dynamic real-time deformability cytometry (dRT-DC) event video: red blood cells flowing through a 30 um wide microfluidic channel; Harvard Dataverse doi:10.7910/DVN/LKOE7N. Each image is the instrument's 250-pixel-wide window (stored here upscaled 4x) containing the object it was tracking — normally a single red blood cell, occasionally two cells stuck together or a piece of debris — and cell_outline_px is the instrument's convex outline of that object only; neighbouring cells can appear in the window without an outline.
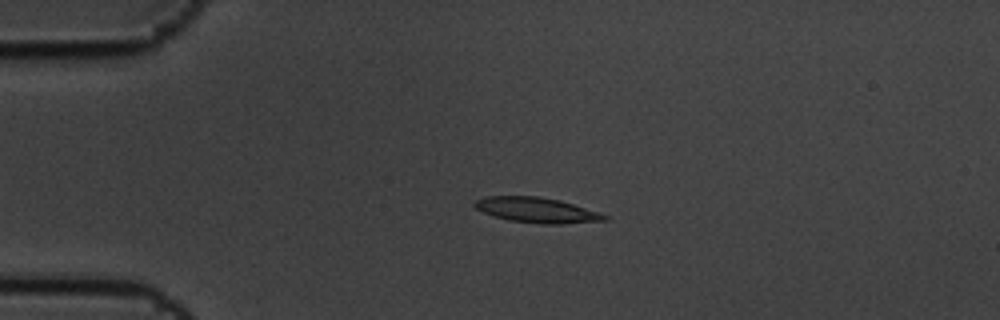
{"species": "common noctule bat (a hibernating species)", "species_latin": "Nyctalus noctula", "temperature_condition": "cold", "stored_images_in_passage": 4, "camera_frame_rate_fps": 3000, "um_per_image_px": 0.085, "animal": {"sex": "male", "body_mass_g": 19.5, "forearm_length_mm": 54.6}, "frame": {"image": 1, "passage_image": 2, "time_ms": 0.333, "image_size_px": [1000, 320], "cell_outline_px": [[608, 220], [564, 224], [540, 224], [508, 220], [484, 212], [476, 208], [472, 204], [476, 200], [484, 196], [540, 196], [560, 200], [600, 212], [608, 216]], "centroid_in_image_um": [45.65, 17.85], "position_along_channel_um": 39.3, "area_um2": 19.19}}
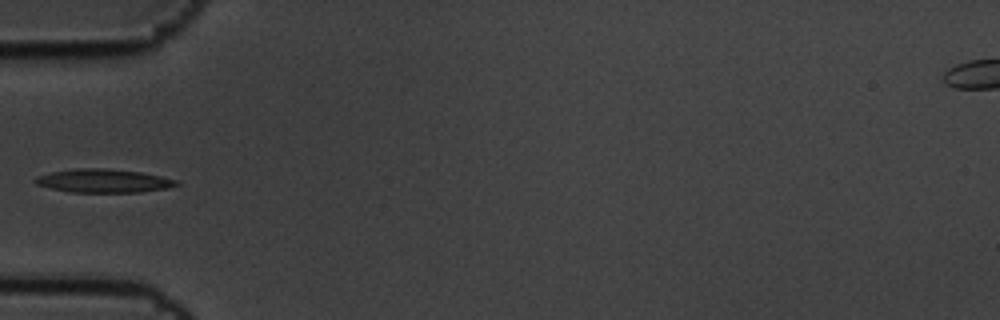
{"frame": {"image": 2, "passage_image": 4, "time_ms": 1.0, "image_size_px": [1000, 320], "cell_outline_px": [[180, 184], [168, 188], [140, 192], [72, 192], [52, 188], [36, 184], [32, 180], [36, 176], [52, 172], [76, 168], [108, 168], [140, 172], [160, 176], [176, 180]], "centroid_in_image_um": [8.79, 15.36], "position_along_channel_um": 76.2, "area_um2": 19.25}}